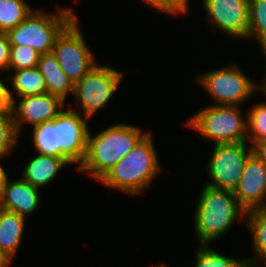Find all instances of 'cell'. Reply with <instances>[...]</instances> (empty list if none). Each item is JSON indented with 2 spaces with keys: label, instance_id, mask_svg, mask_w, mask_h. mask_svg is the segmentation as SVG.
<instances>
[{
  "label": "cell",
  "instance_id": "cell-17",
  "mask_svg": "<svg viewBox=\"0 0 266 267\" xmlns=\"http://www.w3.org/2000/svg\"><path fill=\"white\" fill-rule=\"evenodd\" d=\"M26 218L0 208V249L12 259L21 245Z\"/></svg>",
  "mask_w": 266,
  "mask_h": 267
},
{
  "label": "cell",
  "instance_id": "cell-13",
  "mask_svg": "<svg viewBox=\"0 0 266 267\" xmlns=\"http://www.w3.org/2000/svg\"><path fill=\"white\" fill-rule=\"evenodd\" d=\"M233 194L246 211L261 209L265 205L266 165L254 154L247 159Z\"/></svg>",
  "mask_w": 266,
  "mask_h": 267
},
{
  "label": "cell",
  "instance_id": "cell-29",
  "mask_svg": "<svg viewBox=\"0 0 266 267\" xmlns=\"http://www.w3.org/2000/svg\"><path fill=\"white\" fill-rule=\"evenodd\" d=\"M147 5L164 12L165 14H178V12L166 0H142Z\"/></svg>",
  "mask_w": 266,
  "mask_h": 267
},
{
  "label": "cell",
  "instance_id": "cell-15",
  "mask_svg": "<svg viewBox=\"0 0 266 267\" xmlns=\"http://www.w3.org/2000/svg\"><path fill=\"white\" fill-rule=\"evenodd\" d=\"M68 164L63 158L38 154L25 164L22 179L32 186L42 189L57 177L60 169Z\"/></svg>",
  "mask_w": 266,
  "mask_h": 267
},
{
  "label": "cell",
  "instance_id": "cell-22",
  "mask_svg": "<svg viewBox=\"0 0 266 267\" xmlns=\"http://www.w3.org/2000/svg\"><path fill=\"white\" fill-rule=\"evenodd\" d=\"M196 250L195 267H247L248 259H234L221 255L208 245H200Z\"/></svg>",
  "mask_w": 266,
  "mask_h": 267
},
{
  "label": "cell",
  "instance_id": "cell-35",
  "mask_svg": "<svg viewBox=\"0 0 266 267\" xmlns=\"http://www.w3.org/2000/svg\"><path fill=\"white\" fill-rule=\"evenodd\" d=\"M261 49L264 52V55L266 56V43L261 47ZM266 59V58H265Z\"/></svg>",
  "mask_w": 266,
  "mask_h": 267
},
{
  "label": "cell",
  "instance_id": "cell-8",
  "mask_svg": "<svg viewBox=\"0 0 266 267\" xmlns=\"http://www.w3.org/2000/svg\"><path fill=\"white\" fill-rule=\"evenodd\" d=\"M124 73L98 63L74 84L73 96L82 108V115L90 120L116 93Z\"/></svg>",
  "mask_w": 266,
  "mask_h": 267
},
{
  "label": "cell",
  "instance_id": "cell-26",
  "mask_svg": "<svg viewBox=\"0 0 266 267\" xmlns=\"http://www.w3.org/2000/svg\"><path fill=\"white\" fill-rule=\"evenodd\" d=\"M19 136L13 122V116H0V157L8 156L13 152Z\"/></svg>",
  "mask_w": 266,
  "mask_h": 267
},
{
  "label": "cell",
  "instance_id": "cell-9",
  "mask_svg": "<svg viewBox=\"0 0 266 267\" xmlns=\"http://www.w3.org/2000/svg\"><path fill=\"white\" fill-rule=\"evenodd\" d=\"M246 142L213 144V153L207 165L211 182L205 185L214 189L234 192L242 176L247 159L253 154Z\"/></svg>",
  "mask_w": 266,
  "mask_h": 267
},
{
  "label": "cell",
  "instance_id": "cell-18",
  "mask_svg": "<svg viewBox=\"0 0 266 267\" xmlns=\"http://www.w3.org/2000/svg\"><path fill=\"white\" fill-rule=\"evenodd\" d=\"M9 78L13 88V90L10 89L13 101L15 100L14 96L19 98L47 92L44 77L37 67L15 70L14 74L12 73Z\"/></svg>",
  "mask_w": 266,
  "mask_h": 267
},
{
  "label": "cell",
  "instance_id": "cell-34",
  "mask_svg": "<svg viewBox=\"0 0 266 267\" xmlns=\"http://www.w3.org/2000/svg\"><path fill=\"white\" fill-rule=\"evenodd\" d=\"M265 81L263 83L260 84V90L259 91H263V93L266 96V79H264Z\"/></svg>",
  "mask_w": 266,
  "mask_h": 267
},
{
  "label": "cell",
  "instance_id": "cell-31",
  "mask_svg": "<svg viewBox=\"0 0 266 267\" xmlns=\"http://www.w3.org/2000/svg\"><path fill=\"white\" fill-rule=\"evenodd\" d=\"M179 14L186 13L190 0H166Z\"/></svg>",
  "mask_w": 266,
  "mask_h": 267
},
{
  "label": "cell",
  "instance_id": "cell-27",
  "mask_svg": "<svg viewBox=\"0 0 266 267\" xmlns=\"http://www.w3.org/2000/svg\"><path fill=\"white\" fill-rule=\"evenodd\" d=\"M13 100L10 95V88L0 79V116L12 115Z\"/></svg>",
  "mask_w": 266,
  "mask_h": 267
},
{
  "label": "cell",
  "instance_id": "cell-24",
  "mask_svg": "<svg viewBox=\"0 0 266 267\" xmlns=\"http://www.w3.org/2000/svg\"><path fill=\"white\" fill-rule=\"evenodd\" d=\"M250 131V132H249ZM247 140L251 147L259 141L266 140V102L257 103L247 114Z\"/></svg>",
  "mask_w": 266,
  "mask_h": 267
},
{
  "label": "cell",
  "instance_id": "cell-2",
  "mask_svg": "<svg viewBox=\"0 0 266 267\" xmlns=\"http://www.w3.org/2000/svg\"><path fill=\"white\" fill-rule=\"evenodd\" d=\"M153 141L148 132L99 182L131 195L143 193L161 170Z\"/></svg>",
  "mask_w": 266,
  "mask_h": 267
},
{
  "label": "cell",
  "instance_id": "cell-6",
  "mask_svg": "<svg viewBox=\"0 0 266 267\" xmlns=\"http://www.w3.org/2000/svg\"><path fill=\"white\" fill-rule=\"evenodd\" d=\"M196 80L211 95L217 106H240L256 90H260V83L253 82L237 64L205 72L198 75Z\"/></svg>",
  "mask_w": 266,
  "mask_h": 267
},
{
  "label": "cell",
  "instance_id": "cell-25",
  "mask_svg": "<svg viewBox=\"0 0 266 267\" xmlns=\"http://www.w3.org/2000/svg\"><path fill=\"white\" fill-rule=\"evenodd\" d=\"M41 54L30 46H11L8 70L37 67Z\"/></svg>",
  "mask_w": 266,
  "mask_h": 267
},
{
  "label": "cell",
  "instance_id": "cell-16",
  "mask_svg": "<svg viewBox=\"0 0 266 267\" xmlns=\"http://www.w3.org/2000/svg\"><path fill=\"white\" fill-rule=\"evenodd\" d=\"M37 68L44 77L47 92L60 97L64 102L69 92L74 93V83L61 69L52 52L40 56Z\"/></svg>",
  "mask_w": 266,
  "mask_h": 267
},
{
  "label": "cell",
  "instance_id": "cell-7",
  "mask_svg": "<svg viewBox=\"0 0 266 267\" xmlns=\"http://www.w3.org/2000/svg\"><path fill=\"white\" fill-rule=\"evenodd\" d=\"M76 16L57 36L52 53L68 78L75 84L96 64V58L88 49Z\"/></svg>",
  "mask_w": 266,
  "mask_h": 267
},
{
  "label": "cell",
  "instance_id": "cell-37",
  "mask_svg": "<svg viewBox=\"0 0 266 267\" xmlns=\"http://www.w3.org/2000/svg\"><path fill=\"white\" fill-rule=\"evenodd\" d=\"M247 267H257V266L256 265L249 264Z\"/></svg>",
  "mask_w": 266,
  "mask_h": 267
},
{
  "label": "cell",
  "instance_id": "cell-5",
  "mask_svg": "<svg viewBox=\"0 0 266 267\" xmlns=\"http://www.w3.org/2000/svg\"><path fill=\"white\" fill-rule=\"evenodd\" d=\"M239 108L212 104L191 115L185 124L214 145L246 142L247 118L244 120Z\"/></svg>",
  "mask_w": 266,
  "mask_h": 267
},
{
  "label": "cell",
  "instance_id": "cell-20",
  "mask_svg": "<svg viewBox=\"0 0 266 267\" xmlns=\"http://www.w3.org/2000/svg\"><path fill=\"white\" fill-rule=\"evenodd\" d=\"M32 140L37 154L60 158V147H57V116L33 126Z\"/></svg>",
  "mask_w": 266,
  "mask_h": 267
},
{
  "label": "cell",
  "instance_id": "cell-4",
  "mask_svg": "<svg viewBox=\"0 0 266 267\" xmlns=\"http://www.w3.org/2000/svg\"><path fill=\"white\" fill-rule=\"evenodd\" d=\"M73 10L58 5L55 13L34 10L7 33L11 46H30L41 55L52 52L57 36L77 16Z\"/></svg>",
  "mask_w": 266,
  "mask_h": 267
},
{
  "label": "cell",
  "instance_id": "cell-36",
  "mask_svg": "<svg viewBox=\"0 0 266 267\" xmlns=\"http://www.w3.org/2000/svg\"><path fill=\"white\" fill-rule=\"evenodd\" d=\"M261 209L266 212V203Z\"/></svg>",
  "mask_w": 266,
  "mask_h": 267
},
{
  "label": "cell",
  "instance_id": "cell-19",
  "mask_svg": "<svg viewBox=\"0 0 266 267\" xmlns=\"http://www.w3.org/2000/svg\"><path fill=\"white\" fill-rule=\"evenodd\" d=\"M245 223L252 233L255 254L254 258H247L248 262L256 266L263 262L266 267V212L262 209L247 211Z\"/></svg>",
  "mask_w": 266,
  "mask_h": 267
},
{
  "label": "cell",
  "instance_id": "cell-32",
  "mask_svg": "<svg viewBox=\"0 0 266 267\" xmlns=\"http://www.w3.org/2000/svg\"><path fill=\"white\" fill-rule=\"evenodd\" d=\"M3 157H0V160L2 159ZM8 175L6 174V171L5 169H3L1 163H0V194L4 188V186L6 185V183L8 182Z\"/></svg>",
  "mask_w": 266,
  "mask_h": 267
},
{
  "label": "cell",
  "instance_id": "cell-10",
  "mask_svg": "<svg viewBox=\"0 0 266 267\" xmlns=\"http://www.w3.org/2000/svg\"><path fill=\"white\" fill-rule=\"evenodd\" d=\"M79 111L63 109L57 115V147H60V158L69 165L82 164L87 150L88 121Z\"/></svg>",
  "mask_w": 266,
  "mask_h": 267
},
{
  "label": "cell",
  "instance_id": "cell-11",
  "mask_svg": "<svg viewBox=\"0 0 266 267\" xmlns=\"http://www.w3.org/2000/svg\"><path fill=\"white\" fill-rule=\"evenodd\" d=\"M209 24L233 38H248L249 0H202Z\"/></svg>",
  "mask_w": 266,
  "mask_h": 267
},
{
  "label": "cell",
  "instance_id": "cell-28",
  "mask_svg": "<svg viewBox=\"0 0 266 267\" xmlns=\"http://www.w3.org/2000/svg\"><path fill=\"white\" fill-rule=\"evenodd\" d=\"M10 40L6 33H0V70H7L10 59Z\"/></svg>",
  "mask_w": 266,
  "mask_h": 267
},
{
  "label": "cell",
  "instance_id": "cell-33",
  "mask_svg": "<svg viewBox=\"0 0 266 267\" xmlns=\"http://www.w3.org/2000/svg\"><path fill=\"white\" fill-rule=\"evenodd\" d=\"M12 260L10 256L0 249V267H8Z\"/></svg>",
  "mask_w": 266,
  "mask_h": 267
},
{
  "label": "cell",
  "instance_id": "cell-1",
  "mask_svg": "<svg viewBox=\"0 0 266 267\" xmlns=\"http://www.w3.org/2000/svg\"><path fill=\"white\" fill-rule=\"evenodd\" d=\"M137 126L117 123L87 136V150L81 172L100 181L147 134Z\"/></svg>",
  "mask_w": 266,
  "mask_h": 267
},
{
  "label": "cell",
  "instance_id": "cell-30",
  "mask_svg": "<svg viewBox=\"0 0 266 267\" xmlns=\"http://www.w3.org/2000/svg\"><path fill=\"white\" fill-rule=\"evenodd\" d=\"M252 153L266 165V140L256 142L252 146Z\"/></svg>",
  "mask_w": 266,
  "mask_h": 267
},
{
  "label": "cell",
  "instance_id": "cell-12",
  "mask_svg": "<svg viewBox=\"0 0 266 267\" xmlns=\"http://www.w3.org/2000/svg\"><path fill=\"white\" fill-rule=\"evenodd\" d=\"M20 101H13V122L19 135L23 123L32 126L44 123L55 118L63 109L65 102L58 96L49 92L24 96L18 98Z\"/></svg>",
  "mask_w": 266,
  "mask_h": 267
},
{
  "label": "cell",
  "instance_id": "cell-23",
  "mask_svg": "<svg viewBox=\"0 0 266 267\" xmlns=\"http://www.w3.org/2000/svg\"><path fill=\"white\" fill-rule=\"evenodd\" d=\"M249 38L257 39L262 47L266 43V0H249Z\"/></svg>",
  "mask_w": 266,
  "mask_h": 267
},
{
  "label": "cell",
  "instance_id": "cell-21",
  "mask_svg": "<svg viewBox=\"0 0 266 267\" xmlns=\"http://www.w3.org/2000/svg\"><path fill=\"white\" fill-rule=\"evenodd\" d=\"M33 11L25 0H0V33L7 34Z\"/></svg>",
  "mask_w": 266,
  "mask_h": 267
},
{
  "label": "cell",
  "instance_id": "cell-14",
  "mask_svg": "<svg viewBox=\"0 0 266 267\" xmlns=\"http://www.w3.org/2000/svg\"><path fill=\"white\" fill-rule=\"evenodd\" d=\"M39 190L21 177L15 181L8 180L0 194V208L26 218L39 207Z\"/></svg>",
  "mask_w": 266,
  "mask_h": 267
},
{
  "label": "cell",
  "instance_id": "cell-38",
  "mask_svg": "<svg viewBox=\"0 0 266 267\" xmlns=\"http://www.w3.org/2000/svg\"><path fill=\"white\" fill-rule=\"evenodd\" d=\"M151 267H155V266H151ZM157 267H166L165 265H161V266H157Z\"/></svg>",
  "mask_w": 266,
  "mask_h": 267
},
{
  "label": "cell",
  "instance_id": "cell-3",
  "mask_svg": "<svg viewBox=\"0 0 266 267\" xmlns=\"http://www.w3.org/2000/svg\"><path fill=\"white\" fill-rule=\"evenodd\" d=\"M198 200L194 228L200 245H210L226 233L237 219L246 218L247 211L231 191L205 185Z\"/></svg>",
  "mask_w": 266,
  "mask_h": 267
}]
</instances>
